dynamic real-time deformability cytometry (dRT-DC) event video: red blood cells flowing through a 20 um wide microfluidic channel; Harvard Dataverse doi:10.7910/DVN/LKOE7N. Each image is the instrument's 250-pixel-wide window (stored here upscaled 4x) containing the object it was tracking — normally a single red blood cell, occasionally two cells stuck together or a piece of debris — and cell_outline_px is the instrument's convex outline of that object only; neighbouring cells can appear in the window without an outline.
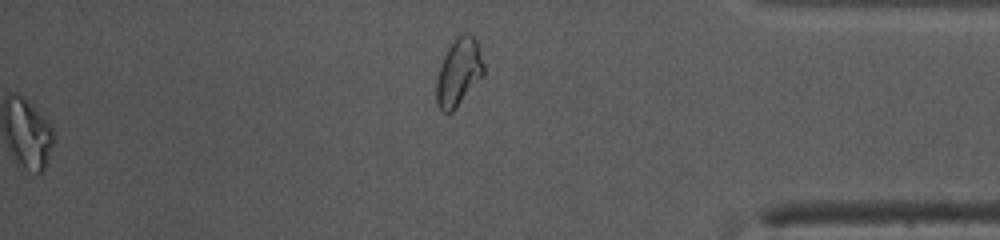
{"species": "common noctule bat (a hibernating species)", "species_latin": "Nyctalus noctula", "temperature_condition": "warm", "stored_images_in_passage": 42, "segment_of_instrument_passage": [2, 2], "camera_frame_rate_fps": 3000, "um_per_image_px": 0.085, "animal": {"sex": "female", "body_mass_g": 10.0, "forearm_length_mm": 53.1}, "frame": {"image": 1, "passage_image": 42, "time_ms": 13.667, "image_size_px": [1000, 240], "cell_outline_px": [[484, 76], [452, 112], [444, 112], [440, 108], [436, 100], [436, 80], [444, 56], [448, 48], [456, 36], [460, 32], [468, 32], [476, 40], [484, 64]], "centroid_in_image_um": [39.01, 6.11], "position_along_channel_um": 396.2, "area_um2": 18.61}}